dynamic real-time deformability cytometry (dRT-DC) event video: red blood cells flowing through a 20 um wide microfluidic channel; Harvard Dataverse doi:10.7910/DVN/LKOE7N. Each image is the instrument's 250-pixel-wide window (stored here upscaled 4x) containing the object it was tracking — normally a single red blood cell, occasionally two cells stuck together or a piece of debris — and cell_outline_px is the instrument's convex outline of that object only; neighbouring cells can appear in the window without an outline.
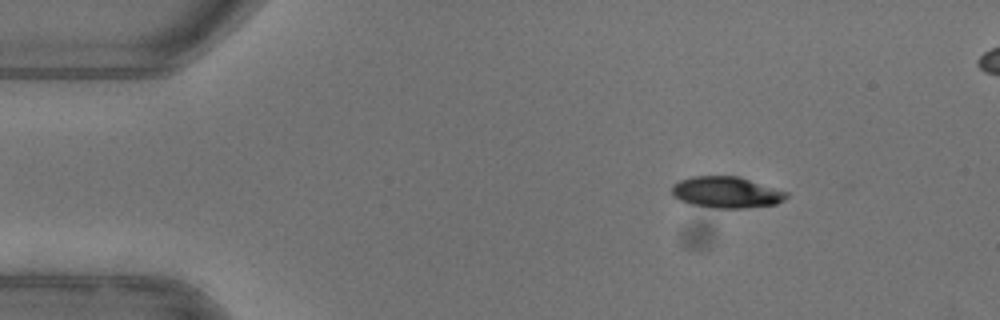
{"species": "common noctule bat (a hibernating species)", "species_latin": "Nyctalus noctula", "temperature_condition": "warm", "stored_images_in_passage": 9, "camera_frame_rate_fps": 3000, "um_per_image_px": 0.085, "animal": {"sex": "female"}, "frame": {"image": 1, "passage_image": 1, "time_ms": 0.0, "image_size_px": [1000, 320], "cell_outline_px": [[788, 196], [784, 200], [776, 204], [744, 208], [712, 208], [692, 204], [680, 200], [672, 196], [672, 184], [680, 180], [692, 176], [740, 176], [788, 192]], "centroid_in_image_um": [61.74, 16.34], "position_along_channel_um": 23.3, "area_um2": 21.04}}